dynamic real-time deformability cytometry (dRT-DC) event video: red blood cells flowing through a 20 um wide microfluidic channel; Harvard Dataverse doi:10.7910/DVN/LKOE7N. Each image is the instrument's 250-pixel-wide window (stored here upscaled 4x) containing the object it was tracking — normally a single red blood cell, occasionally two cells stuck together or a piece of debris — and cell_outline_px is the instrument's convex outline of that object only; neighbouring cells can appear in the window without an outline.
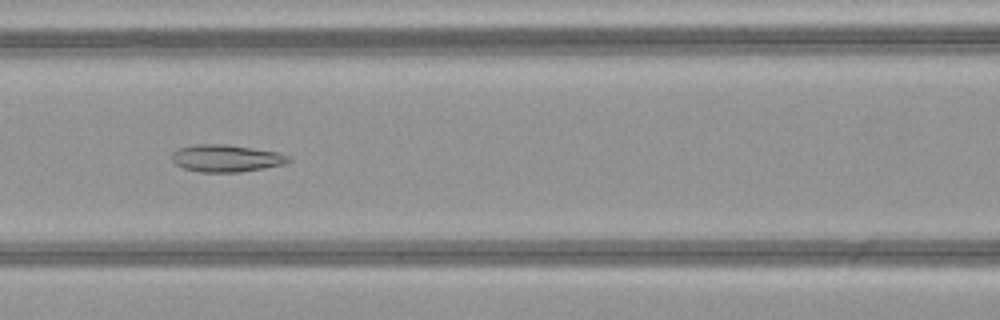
{"species": "common noctule bat (a hibernating species)", "species_latin": "Nyctalus noctula", "temperature_condition": "warm", "stored_images_in_passage": 51, "segment_of_instrument_passage": [1, 2], "camera_frame_rate_fps": 3000, "um_per_image_px": 0.085, "animal": {"sex": "female", "body_mass_g": 21.9}, "frame": {"image": 1, "passage_image": 22, "time_ms": 7.0, "image_size_px": [1000, 320], "cell_outline_px": [[292, 160], [284, 164], [264, 168], [240, 172], [200, 172], [184, 168], [176, 164], [172, 160], [172, 152], [180, 148], [192, 144], [228, 144], [280, 152], [292, 156]], "centroid_in_image_um": [19.27, 13.44], "position_along_channel_um": 147.3, "area_um2": 18.73}}
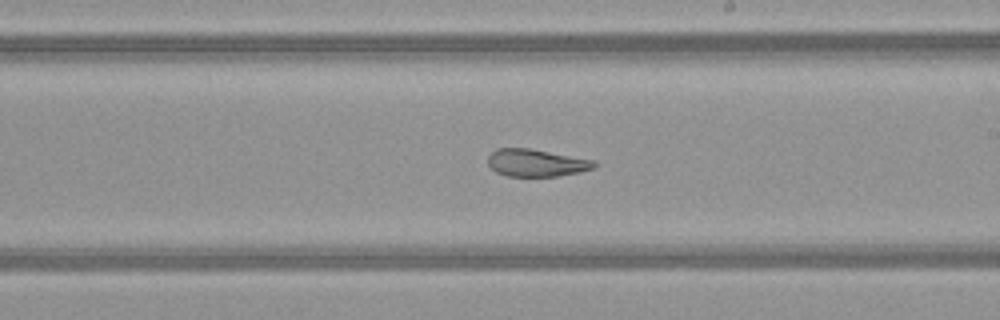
{"frame": {"image": 2, "passage_image": 29, "time_ms": 9.333, "image_size_px": [1000, 320], "cell_outline_px": [[596, 168], [580, 172], [556, 176], [508, 176], [496, 172], [488, 164], [488, 156], [496, 148], [528, 148], [596, 160]], "centroid_in_image_um": [45.61, 13.84], "position_along_channel_um": 243.4, "area_um2": 16.99}}
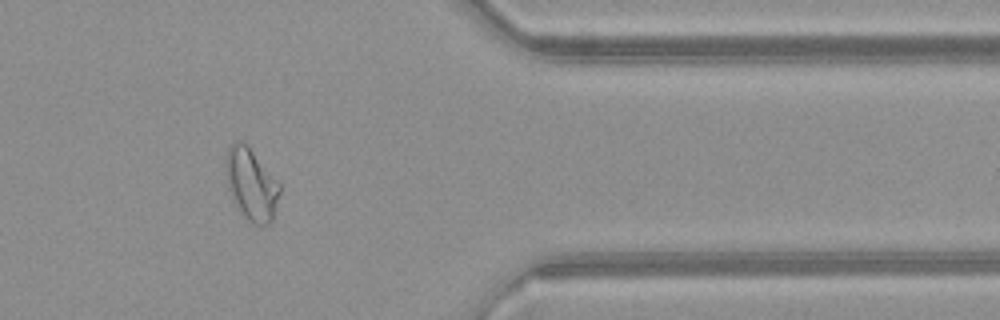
{"frame": {"image": 3, "passage_image": 41, "time_ms": 13.333, "image_size_px": [1000, 320], "cell_outline_px": [[280, 192], [272, 220], [268, 224], [252, 224], [240, 212], [232, 200], [228, 188], [228, 148], [236, 140], [240, 140], [252, 152], [280, 184]], "centroid_in_image_um": [21.38, 15.73], "position_along_channel_um": 390.0, "area_um2": 21.62}}